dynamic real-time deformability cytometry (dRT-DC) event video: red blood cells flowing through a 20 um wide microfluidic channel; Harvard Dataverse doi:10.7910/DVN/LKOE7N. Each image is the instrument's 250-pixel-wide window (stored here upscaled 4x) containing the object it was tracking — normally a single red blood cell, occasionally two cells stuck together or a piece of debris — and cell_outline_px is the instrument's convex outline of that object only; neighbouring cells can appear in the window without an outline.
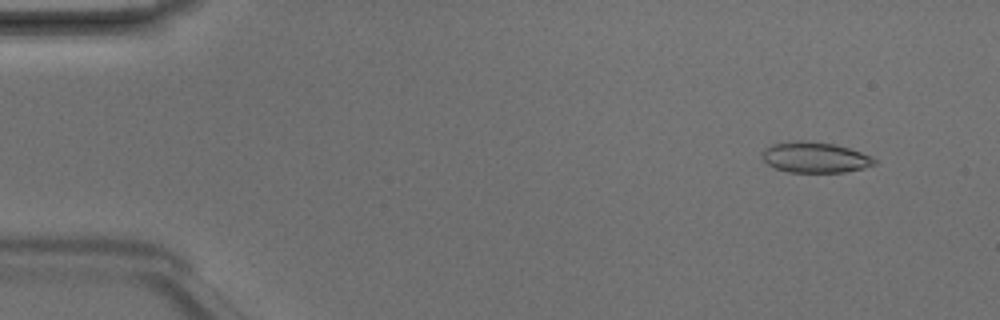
{"species": "Egyptian fruit bat (a non-hibernating species)", "species_latin": "Rousettus aegyptiacus", "temperature_condition": "room temperature", "stored_images_in_passage": 3, "camera_frame_rate_fps": 3000, "um_per_image_px": 0.085, "animal": {"sex": "male"}, "frame": {"image": 1, "passage_image": 2, "time_ms": 0.333, "image_size_px": [1000, 320], "cell_outline_px": [[876, 164], [864, 168], [844, 172], [788, 172], [776, 168], [768, 164], [764, 160], [764, 148], [772, 144], [788, 140], [808, 140], [832, 144], [848, 148], [860, 152], [876, 160]], "centroid_in_image_um": [69.25, 13.37], "position_along_channel_um": 15.7, "area_um2": 19.94}}